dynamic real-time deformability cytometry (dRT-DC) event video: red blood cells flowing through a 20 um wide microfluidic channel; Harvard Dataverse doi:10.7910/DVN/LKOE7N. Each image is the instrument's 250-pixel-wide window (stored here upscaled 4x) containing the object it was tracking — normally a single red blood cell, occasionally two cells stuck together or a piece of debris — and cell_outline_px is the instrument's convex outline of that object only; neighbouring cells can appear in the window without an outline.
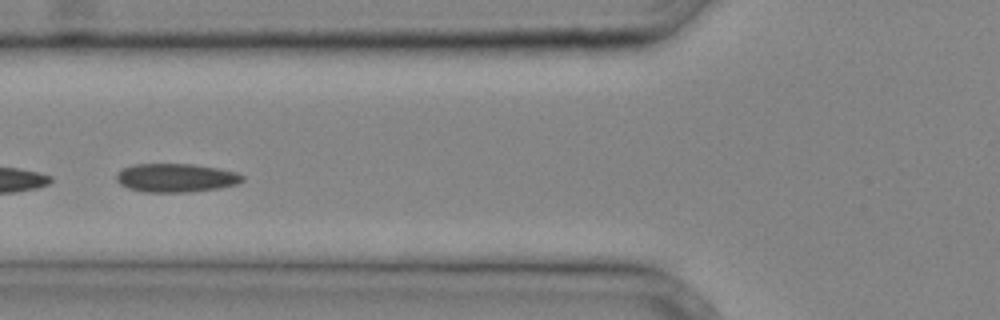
{"species": "common noctule bat (a hibernating species)", "species_latin": "Nyctalus noctula", "temperature_condition": "cold", "stored_images_in_passage": 30, "camera_frame_rate_fps": 3000, "um_per_image_px": 0.085, "animal": {"sex": "male", "body_mass_g": 20.4}, "frame": {"image": 1, "passage_image": 9, "time_ms": 2.667, "image_size_px": [1000, 320], "cell_outline_px": [[244, 180], [236, 184], [216, 188], [188, 192], [144, 192], [128, 188], [120, 184], [116, 180], [116, 172], [124, 168], [136, 164], [192, 164], [216, 168], [236, 172], [244, 176]], "centroid_in_image_um": [14.92, 15.11], "position_along_channel_um": 110.9, "area_um2": 20.87}}